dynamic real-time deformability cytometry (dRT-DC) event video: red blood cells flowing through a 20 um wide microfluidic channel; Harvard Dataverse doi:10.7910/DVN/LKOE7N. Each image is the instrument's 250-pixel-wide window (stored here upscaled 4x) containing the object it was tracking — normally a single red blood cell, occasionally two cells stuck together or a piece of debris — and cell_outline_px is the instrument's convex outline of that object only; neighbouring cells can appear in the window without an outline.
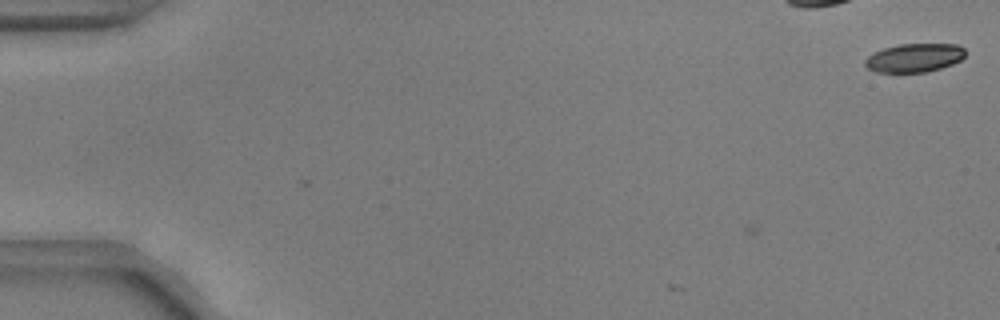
{"species": "common noctule bat (a hibernating species)", "species_latin": "Nyctalus noctula", "temperature_condition": "warm", "stored_images_in_passage": 3, "camera_frame_rate_fps": 3000, "um_per_image_px": 0.085, "animal": {"sex": "male", "body_mass_g": 17.9, "forearm_length_mm": 54.2}, "frame": {"image": 1, "passage_image": 3, "time_ms": 0.667, "image_size_px": [1000, 320], "cell_outline_px": [[964, 56], [960, 60], [952, 64], [940, 68], [924, 72], [876, 72], [868, 68], [864, 64], [864, 60], [868, 56], [884, 48], [900, 44], [956, 44], [964, 48]], "centroid_in_image_um": [77.71, 4.91], "position_along_channel_um": 7.3, "area_um2": 16.53}}